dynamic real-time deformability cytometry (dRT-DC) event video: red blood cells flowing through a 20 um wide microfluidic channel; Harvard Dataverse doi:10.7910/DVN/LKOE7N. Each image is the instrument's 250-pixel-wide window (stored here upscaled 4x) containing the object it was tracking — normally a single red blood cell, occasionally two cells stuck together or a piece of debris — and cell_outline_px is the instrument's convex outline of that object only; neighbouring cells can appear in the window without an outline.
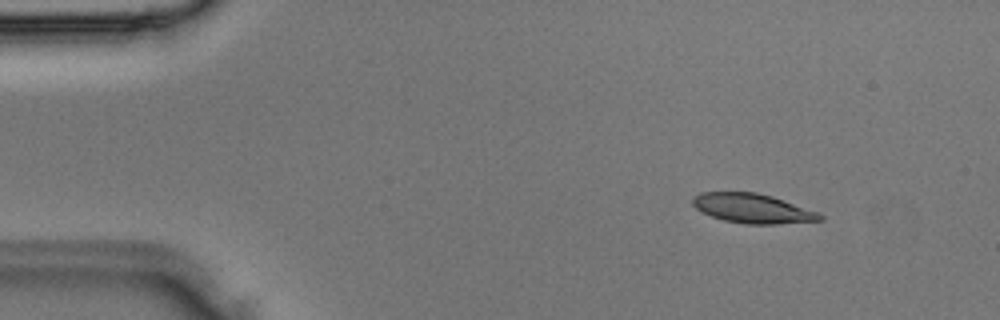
{"species": "Egyptian fruit bat (a non-hibernating species)", "species_latin": "Rousettus aegyptiacus", "temperature_condition": "room temperature", "stored_images_in_passage": 4, "camera_frame_rate_fps": 3000, "um_per_image_px": 0.085, "animal": {"sex": "male"}, "frame": {"image": 1, "passage_image": 1, "time_ms": 0.0, "image_size_px": [1000, 320], "cell_outline_px": [[824, 220], [776, 224], [744, 224], [724, 220], [700, 212], [692, 204], [692, 196], [700, 192], [756, 192], [772, 196], [820, 212], [824, 216]], "centroid_in_image_um": [63.97, 17.71], "position_along_channel_um": 21.0, "area_um2": 22.08}}